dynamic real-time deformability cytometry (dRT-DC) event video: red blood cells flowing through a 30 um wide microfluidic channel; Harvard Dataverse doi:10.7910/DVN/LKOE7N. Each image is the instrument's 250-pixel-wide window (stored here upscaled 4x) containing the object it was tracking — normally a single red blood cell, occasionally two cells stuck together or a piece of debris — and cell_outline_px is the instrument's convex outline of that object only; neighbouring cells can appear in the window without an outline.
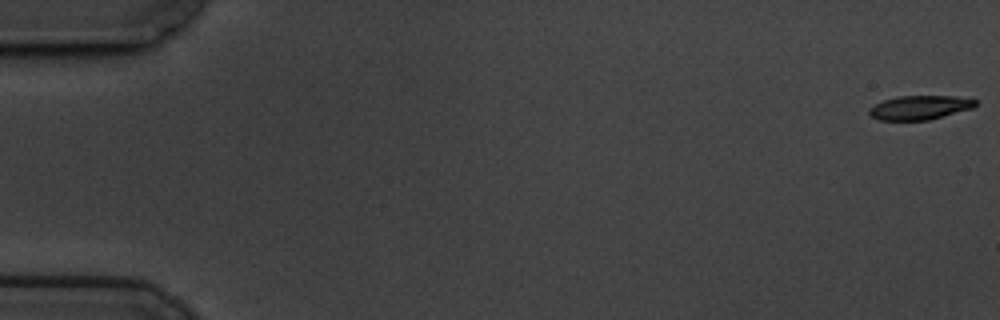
{"species": "common noctule bat (a hibernating species)", "species_latin": "Nyctalus noctula", "temperature_condition": "cold", "stored_images_in_passage": 60, "camera_frame_rate_fps": 3000, "um_per_image_px": 0.085, "animal": {"sex": "male", "body_mass_g": 19.5, "forearm_length_mm": 54.6}, "frame": {"image": 1, "passage_image": 1, "time_ms": 0.0, "image_size_px": [1000, 320], "cell_outline_px": [[976, 104], [972, 108], [928, 120], [880, 120], [872, 116], [868, 112], [868, 108], [884, 100], [896, 96], [956, 96], [976, 100]], "centroid_in_image_um": [78.15, 9.13], "position_along_channel_um": 6.8, "area_um2": 14.74}}
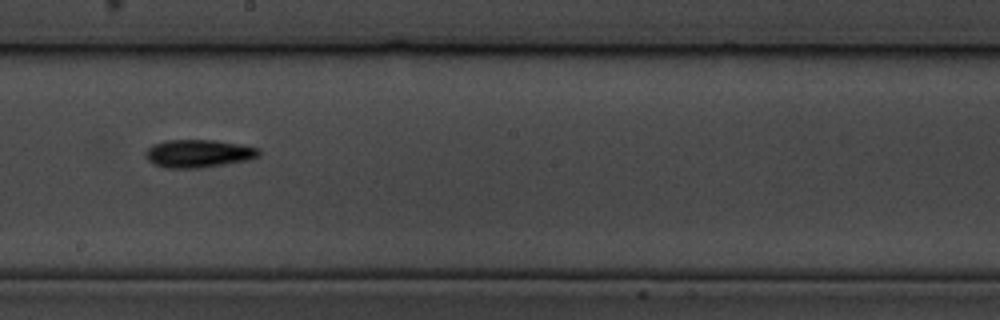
{"frame": {"image": 2, "passage_image": 34, "time_ms": 11.0, "image_size_px": [1000, 320], "cell_outline_px": [[260, 156], [252, 160], [200, 168], [164, 168], [152, 164], [144, 156], [144, 152], [152, 144], [164, 140], [216, 140], [244, 144], [260, 148]], "centroid_in_image_um": [16.89, 13.05], "position_along_channel_um": 231.3, "area_um2": 19.02}}
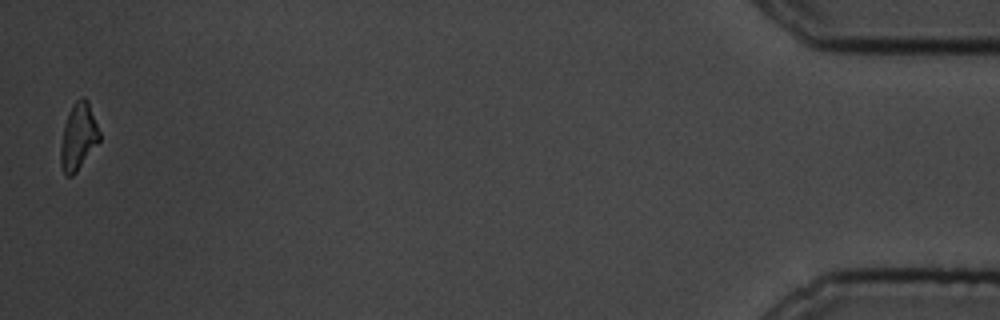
{"frame": {"image": 3, "passage_image": 59, "time_ms": 19.333, "image_size_px": [1000, 320], "cell_outline_px": [[100, 140], [76, 172], [72, 176], [64, 176], [60, 164], [60, 148], [64, 124], [68, 112], [72, 104], [80, 96], [84, 96], [88, 100], [100, 132]], "centroid_in_image_um": [6.64, 11.6], "position_along_channel_um": 428.6, "area_um2": 15.26}, "authors_computed_cell_mechanics": {"area_um2": 16.2996, "velocity_mm_per_s": 3.4253, "shape_relaxation_time_tau1_ms": 3.0294, "shape_relaxation_time_tau2_ms": null, "deformation_change_tau1": 0.1079, "deformation_change_tau2": null}}